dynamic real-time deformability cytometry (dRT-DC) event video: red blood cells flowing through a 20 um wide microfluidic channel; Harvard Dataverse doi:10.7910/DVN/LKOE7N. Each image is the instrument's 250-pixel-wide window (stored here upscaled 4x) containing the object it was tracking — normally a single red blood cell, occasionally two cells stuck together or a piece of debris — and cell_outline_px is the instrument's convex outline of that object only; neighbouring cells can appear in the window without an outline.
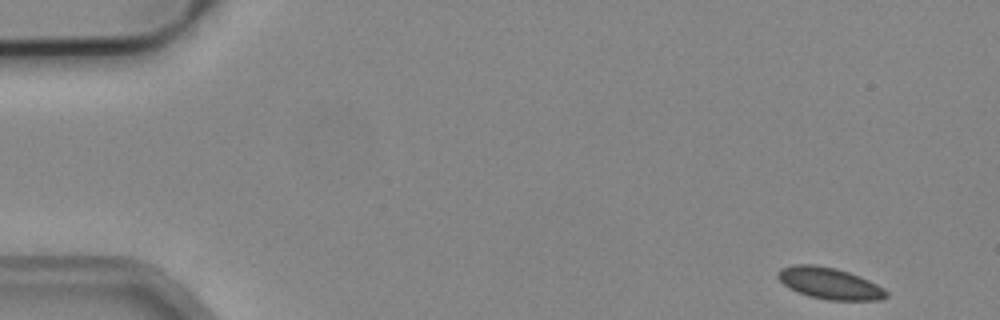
{"species": "common noctule bat (a hibernating species)", "species_latin": "Nyctalus noctula", "temperature_condition": "cold", "stored_images_in_passage": 5, "camera_frame_rate_fps": 3000, "um_per_image_px": 0.085, "animal": {"sex": "male", "body_mass_g": 19.2, "forearm_length_mm": 51.8}, "frame": {"image": 1, "passage_image": 1, "time_ms": 0.0, "image_size_px": [1000, 320], "cell_outline_px": [[888, 296], [880, 300], [828, 300], [808, 296], [788, 288], [776, 276], [776, 272], [780, 268], [792, 264], [812, 264], [836, 268], [860, 276], [884, 288], [888, 292]], "centroid_in_image_um": [70.48, 24.08], "position_along_channel_um": 14.5, "area_um2": 20.06}}
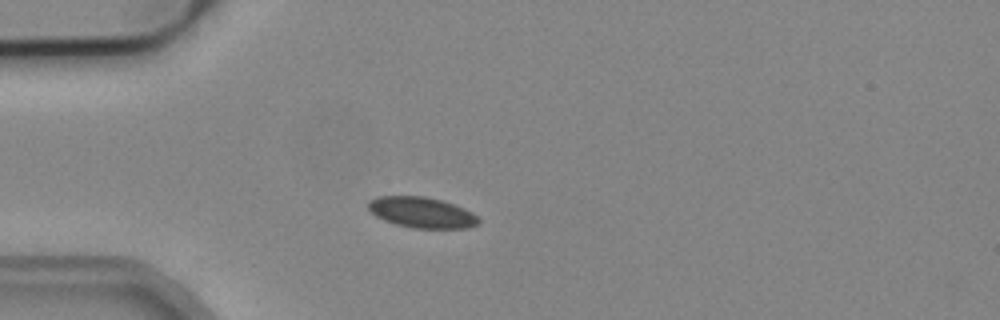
{"frame": {"image": 2, "passage_image": 4, "time_ms": 1.0, "image_size_px": [1000, 320], "cell_outline_px": [[480, 224], [468, 228], [412, 228], [396, 224], [384, 220], [376, 216], [368, 208], [368, 200], [376, 196], [424, 196], [440, 200], [464, 208], [472, 212], [480, 220]], "centroid_in_image_um": [35.84, 18.06], "position_along_channel_um": 49.2, "area_um2": 19.77}}